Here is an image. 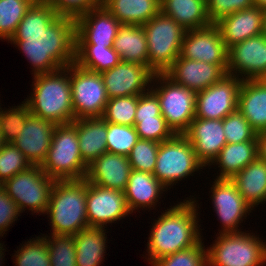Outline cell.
Here are the masks:
<instances>
[{"instance_id": "6da1fadb", "label": "cell", "mask_w": 266, "mask_h": 266, "mask_svg": "<svg viewBox=\"0 0 266 266\" xmlns=\"http://www.w3.org/2000/svg\"><path fill=\"white\" fill-rule=\"evenodd\" d=\"M9 42L18 46L33 66L32 74L52 73L75 62V19L36 0Z\"/></svg>"}, {"instance_id": "7a4b0ae2", "label": "cell", "mask_w": 266, "mask_h": 266, "mask_svg": "<svg viewBox=\"0 0 266 266\" xmlns=\"http://www.w3.org/2000/svg\"><path fill=\"white\" fill-rule=\"evenodd\" d=\"M187 200L165 210L155 220L147 244L149 264L166 255L196 245L202 238L198 224V201Z\"/></svg>"}, {"instance_id": "3957f363", "label": "cell", "mask_w": 266, "mask_h": 266, "mask_svg": "<svg viewBox=\"0 0 266 266\" xmlns=\"http://www.w3.org/2000/svg\"><path fill=\"white\" fill-rule=\"evenodd\" d=\"M31 96L24 99L30 114L56 125L74 121L70 65L52 73L33 75Z\"/></svg>"}, {"instance_id": "277c9868", "label": "cell", "mask_w": 266, "mask_h": 266, "mask_svg": "<svg viewBox=\"0 0 266 266\" xmlns=\"http://www.w3.org/2000/svg\"><path fill=\"white\" fill-rule=\"evenodd\" d=\"M87 180H57L53 184L45 214L52 234L76 235L89 227L86 210Z\"/></svg>"}, {"instance_id": "5b68a950", "label": "cell", "mask_w": 266, "mask_h": 266, "mask_svg": "<svg viewBox=\"0 0 266 266\" xmlns=\"http://www.w3.org/2000/svg\"><path fill=\"white\" fill-rule=\"evenodd\" d=\"M41 169L52 179H84L88 166L79 151L77 120L55 126L52 142Z\"/></svg>"}, {"instance_id": "8992f818", "label": "cell", "mask_w": 266, "mask_h": 266, "mask_svg": "<svg viewBox=\"0 0 266 266\" xmlns=\"http://www.w3.org/2000/svg\"><path fill=\"white\" fill-rule=\"evenodd\" d=\"M142 27L147 39L148 66L155 73H164L180 56L186 29L161 11Z\"/></svg>"}, {"instance_id": "52a82bcc", "label": "cell", "mask_w": 266, "mask_h": 266, "mask_svg": "<svg viewBox=\"0 0 266 266\" xmlns=\"http://www.w3.org/2000/svg\"><path fill=\"white\" fill-rule=\"evenodd\" d=\"M253 234V235H252ZM254 233H218L207 247L208 266H263L266 242Z\"/></svg>"}, {"instance_id": "ba28073f", "label": "cell", "mask_w": 266, "mask_h": 266, "mask_svg": "<svg viewBox=\"0 0 266 266\" xmlns=\"http://www.w3.org/2000/svg\"><path fill=\"white\" fill-rule=\"evenodd\" d=\"M204 167L189 140L176 134L159 144L153 175L168 189Z\"/></svg>"}, {"instance_id": "9c48e42d", "label": "cell", "mask_w": 266, "mask_h": 266, "mask_svg": "<svg viewBox=\"0 0 266 266\" xmlns=\"http://www.w3.org/2000/svg\"><path fill=\"white\" fill-rule=\"evenodd\" d=\"M154 82H158L156 87L151 85L150 89L159 99L162 116L175 134H184L195 118L196 92L176 84L164 73H155Z\"/></svg>"}, {"instance_id": "30bf717a", "label": "cell", "mask_w": 266, "mask_h": 266, "mask_svg": "<svg viewBox=\"0 0 266 266\" xmlns=\"http://www.w3.org/2000/svg\"><path fill=\"white\" fill-rule=\"evenodd\" d=\"M55 180L49 177L39 165H31L20 171L1 186L12 198L20 213L29 208L32 214H44L50 201Z\"/></svg>"}, {"instance_id": "8fae6325", "label": "cell", "mask_w": 266, "mask_h": 266, "mask_svg": "<svg viewBox=\"0 0 266 266\" xmlns=\"http://www.w3.org/2000/svg\"><path fill=\"white\" fill-rule=\"evenodd\" d=\"M70 82L74 120L102 117L109 98L101 74L72 63Z\"/></svg>"}, {"instance_id": "7c38bea8", "label": "cell", "mask_w": 266, "mask_h": 266, "mask_svg": "<svg viewBox=\"0 0 266 266\" xmlns=\"http://www.w3.org/2000/svg\"><path fill=\"white\" fill-rule=\"evenodd\" d=\"M242 80L232 75L196 93L195 117L223 120L237 110L238 93Z\"/></svg>"}, {"instance_id": "4fadbf2b", "label": "cell", "mask_w": 266, "mask_h": 266, "mask_svg": "<svg viewBox=\"0 0 266 266\" xmlns=\"http://www.w3.org/2000/svg\"><path fill=\"white\" fill-rule=\"evenodd\" d=\"M86 210L89 227L105 228L107 223L120 221L131 214L124 191L104 188L89 182L86 188Z\"/></svg>"}, {"instance_id": "5bb4252c", "label": "cell", "mask_w": 266, "mask_h": 266, "mask_svg": "<svg viewBox=\"0 0 266 266\" xmlns=\"http://www.w3.org/2000/svg\"><path fill=\"white\" fill-rule=\"evenodd\" d=\"M227 74L240 77L242 81L262 79L266 75V36L263 33L229 48Z\"/></svg>"}, {"instance_id": "9a60e30c", "label": "cell", "mask_w": 266, "mask_h": 266, "mask_svg": "<svg viewBox=\"0 0 266 266\" xmlns=\"http://www.w3.org/2000/svg\"><path fill=\"white\" fill-rule=\"evenodd\" d=\"M100 74L110 99L147 92L150 90L155 72L149 66L121 61L112 69L105 70Z\"/></svg>"}, {"instance_id": "2e32d148", "label": "cell", "mask_w": 266, "mask_h": 266, "mask_svg": "<svg viewBox=\"0 0 266 266\" xmlns=\"http://www.w3.org/2000/svg\"><path fill=\"white\" fill-rule=\"evenodd\" d=\"M228 51L217 26L186 30L180 55L190 60L228 65Z\"/></svg>"}, {"instance_id": "e0dca14e", "label": "cell", "mask_w": 266, "mask_h": 266, "mask_svg": "<svg viewBox=\"0 0 266 266\" xmlns=\"http://www.w3.org/2000/svg\"><path fill=\"white\" fill-rule=\"evenodd\" d=\"M211 187L212 203L218 220L222 223L219 233H239L237 227L243 222L252 209L230 179H215Z\"/></svg>"}, {"instance_id": "ac0fdd59", "label": "cell", "mask_w": 266, "mask_h": 266, "mask_svg": "<svg viewBox=\"0 0 266 266\" xmlns=\"http://www.w3.org/2000/svg\"><path fill=\"white\" fill-rule=\"evenodd\" d=\"M121 25L101 4L75 19V45L113 47Z\"/></svg>"}, {"instance_id": "d6986e66", "label": "cell", "mask_w": 266, "mask_h": 266, "mask_svg": "<svg viewBox=\"0 0 266 266\" xmlns=\"http://www.w3.org/2000/svg\"><path fill=\"white\" fill-rule=\"evenodd\" d=\"M227 67L228 65H215L186 59L180 55L164 74L176 84L197 93L219 82L226 76Z\"/></svg>"}, {"instance_id": "ffe728a7", "label": "cell", "mask_w": 266, "mask_h": 266, "mask_svg": "<svg viewBox=\"0 0 266 266\" xmlns=\"http://www.w3.org/2000/svg\"><path fill=\"white\" fill-rule=\"evenodd\" d=\"M193 146L197 159L206 167L227 144L223 120L195 117L183 134Z\"/></svg>"}, {"instance_id": "44dd1931", "label": "cell", "mask_w": 266, "mask_h": 266, "mask_svg": "<svg viewBox=\"0 0 266 266\" xmlns=\"http://www.w3.org/2000/svg\"><path fill=\"white\" fill-rule=\"evenodd\" d=\"M56 124L30 114L17 138L12 142L31 163L39 165L45 161Z\"/></svg>"}, {"instance_id": "7402d4cb", "label": "cell", "mask_w": 266, "mask_h": 266, "mask_svg": "<svg viewBox=\"0 0 266 266\" xmlns=\"http://www.w3.org/2000/svg\"><path fill=\"white\" fill-rule=\"evenodd\" d=\"M131 171L128 156L106 152L88 165L85 179L104 188L124 191Z\"/></svg>"}, {"instance_id": "603a6c76", "label": "cell", "mask_w": 266, "mask_h": 266, "mask_svg": "<svg viewBox=\"0 0 266 266\" xmlns=\"http://www.w3.org/2000/svg\"><path fill=\"white\" fill-rule=\"evenodd\" d=\"M214 24L229 49L239 42L262 34L263 10L254 6L224 16Z\"/></svg>"}, {"instance_id": "cb8c5ba5", "label": "cell", "mask_w": 266, "mask_h": 266, "mask_svg": "<svg viewBox=\"0 0 266 266\" xmlns=\"http://www.w3.org/2000/svg\"><path fill=\"white\" fill-rule=\"evenodd\" d=\"M237 109L257 133L266 130V82L263 79L242 81Z\"/></svg>"}, {"instance_id": "d4e9b609", "label": "cell", "mask_w": 266, "mask_h": 266, "mask_svg": "<svg viewBox=\"0 0 266 266\" xmlns=\"http://www.w3.org/2000/svg\"><path fill=\"white\" fill-rule=\"evenodd\" d=\"M167 188L151 173L132 169L124 195L131 213L138 209H154Z\"/></svg>"}, {"instance_id": "484cf974", "label": "cell", "mask_w": 266, "mask_h": 266, "mask_svg": "<svg viewBox=\"0 0 266 266\" xmlns=\"http://www.w3.org/2000/svg\"><path fill=\"white\" fill-rule=\"evenodd\" d=\"M79 151L88 166L107 152V122L102 117L77 119Z\"/></svg>"}, {"instance_id": "4316f807", "label": "cell", "mask_w": 266, "mask_h": 266, "mask_svg": "<svg viewBox=\"0 0 266 266\" xmlns=\"http://www.w3.org/2000/svg\"><path fill=\"white\" fill-rule=\"evenodd\" d=\"M231 181L252 209L266 202V161L257 157Z\"/></svg>"}, {"instance_id": "83f0119b", "label": "cell", "mask_w": 266, "mask_h": 266, "mask_svg": "<svg viewBox=\"0 0 266 266\" xmlns=\"http://www.w3.org/2000/svg\"><path fill=\"white\" fill-rule=\"evenodd\" d=\"M258 157V141L227 143L210 165H217L220 173L216 179H232L238 172Z\"/></svg>"}, {"instance_id": "f1b7e54d", "label": "cell", "mask_w": 266, "mask_h": 266, "mask_svg": "<svg viewBox=\"0 0 266 266\" xmlns=\"http://www.w3.org/2000/svg\"><path fill=\"white\" fill-rule=\"evenodd\" d=\"M160 11L186 30L211 25L206 0H160Z\"/></svg>"}, {"instance_id": "f546056e", "label": "cell", "mask_w": 266, "mask_h": 266, "mask_svg": "<svg viewBox=\"0 0 266 266\" xmlns=\"http://www.w3.org/2000/svg\"><path fill=\"white\" fill-rule=\"evenodd\" d=\"M121 23L142 26L160 12V0H101Z\"/></svg>"}, {"instance_id": "4dcf8cb0", "label": "cell", "mask_w": 266, "mask_h": 266, "mask_svg": "<svg viewBox=\"0 0 266 266\" xmlns=\"http://www.w3.org/2000/svg\"><path fill=\"white\" fill-rule=\"evenodd\" d=\"M121 61L148 66L146 34L142 26L122 24L113 42Z\"/></svg>"}, {"instance_id": "1f68e13d", "label": "cell", "mask_w": 266, "mask_h": 266, "mask_svg": "<svg viewBox=\"0 0 266 266\" xmlns=\"http://www.w3.org/2000/svg\"><path fill=\"white\" fill-rule=\"evenodd\" d=\"M106 229L87 227L74 235L77 266H100L106 253Z\"/></svg>"}, {"instance_id": "d6a6232c", "label": "cell", "mask_w": 266, "mask_h": 266, "mask_svg": "<svg viewBox=\"0 0 266 266\" xmlns=\"http://www.w3.org/2000/svg\"><path fill=\"white\" fill-rule=\"evenodd\" d=\"M121 62L113 47L75 45V64L97 73L112 69Z\"/></svg>"}, {"instance_id": "836d02e7", "label": "cell", "mask_w": 266, "mask_h": 266, "mask_svg": "<svg viewBox=\"0 0 266 266\" xmlns=\"http://www.w3.org/2000/svg\"><path fill=\"white\" fill-rule=\"evenodd\" d=\"M36 0H0V39L9 41Z\"/></svg>"}, {"instance_id": "e575fe53", "label": "cell", "mask_w": 266, "mask_h": 266, "mask_svg": "<svg viewBox=\"0 0 266 266\" xmlns=\"http://www.w3.org/2000/svg\"><path fill=\"white\" fill-rule=\"evenodd\" d=\"M139 139L135 126L107 122V152L128 156Z\"/></svg>"}, {"instance_id": "d590c367", "label": "cell", "mask_w": 266, "mask_h": 266, "mask_svg": "<svg viewBox=\"0 0 266 266\" xmlns=\"http://www.w3.org/2000/svg\"><path fill=\"white\" fill-rule=\"evenodd\" d=\"M50 256L51 266H77L76 247L74 237L71 235L44 236Z\"/></svg>"}, {"instance_id": "8d00e7d4", "label": "cell", "mask_w": 266, "mask_h": 266, "mask_svg": "<svg viewBox=\"0 0 266 266\" xmlns=\"http://www.w3.org/2000/svg\"><path fill=\"white\" fill-rule=\"evenodd\" d=\"M138 95L110 98L102 118L106 122L134 126Z\"/></svg>"}, {"instance_id": "74e56055", "label": "cell", "mask_w": 266, "mask_h": 266, "mask_svg": "<svg viewBox=\"0 0 266 266\" xmlns=\"http://www.w3.org/2000/svg\"><path fill=\"white\" fill-rule=\"evenodd\" d=\"M22 103L8 110L0 107V135L4 143H12L17 138L30 115L28 105L25 101Z\"/></svg>"}, {"instance_id": "f35d334b", "label": "cell", "mask_w": 266, "mask_h": 266, "mask_svg": "<svg viewBox=\"0 0 266 266\" xmlns=\"http://www.w3.org/2000/svg\"><path fill=\"white\" fill-rule=\"evenodd\" d=\"M33 239V240H32ZM29 239L16 251V266H51L48 245L43 236Z\"/></svg>"}, {"instance_id": "ab89813d", "label": "cell", "mask_w": 266, "mask_h": 266, "mask_svg": "<svg viewBox=\"0 0 266 266\" xmlns=\"http://www.w3.org/2000/svg\"><path fill=\"white\" fill-rule=\"evenodd\" d=\"M200 240L196 245L166 255L152 262V266H208L207 249Z\"/></svg>"}, {"instance_id": "60d3db41", "label": "cell", "mask_w": 266, "mask_h": 266, "mask_svg": "<svg viewBox=\"0 0 266 266\" xmlns=\"http://www.w3.org/2000/svg\"><path fill=\"white\" fill-rule=\"evenodd\" d=\"M159 144L152 140L139 139L128 155L132 169L153 174Z\"/></svg>"}, {"instance_id": "b9f144b4", "label": "cell", "mask_w": 266, "mask_h": 266, "mask_svg": "<svg viewBox=\"0 0 266 266\" xmlns=\"http://www.w3.org/2000/svg\"><path fill=\"white\" fill-rule=\"evenodd\" d=\"M31 166L24 154L12 143H4L0 149V185Z\"/></svg>"}, {"instance_id": "7bdbcfd3", "label": "cell", "mask_w": 266, "mask_h": 266, "mask_svg": "<svg viewBox=\"0 0 266 266\" xmlns=\"http://www.w3.org/2000/svg\"><path fill=\"white\" fill-rule=\"evenodd\" d=\"M223 129L227 143L257 141V132L238 109L223 119Z\"/></svg>"}, {"instance_id": "ee69618b", "label": "cell", "mask_w": 266, "mask_h": 266, "mask_svg": "<svg viewBox=\"0 0 266 266\" xmlns=\"http://www.w3.org/2000/svg\"><path fill=\"white\" fill-rule=\"evenodd\" d=\"M134 126L140 139L152 140L158 143L167 141L176 135L168 126L164 117L134 119Z\"/></svg>"}, {"instance_id": "f6af8a7d", "label": "cell", "mask_w": 266, "mask_h": 266, "mask_svg": "<svg viewBox=\"0 0 266 266\" xmlns=\"http://www.w3.org/2000/svg\"><path fill=\"white\" fill-rule=\"evenodd\" d=\"M50 5L59 16L78 18L101 5V0H39Z\"/></svg>"}, {"instance_id": "bcb514c9", "label": "cell", "mask_w": 266, "mask_h": 266, "mask_svg": "<svg viewBox=\"0 0 266 266\" xmlns=\"http://www.w3.org/2000/svg\"><path fill=\"white\" fill-rule=\"evenodd\" d=\"M207 15L211 23L234 12L254 7V0H206Z\"/></svg>"}, {"instance_id": "7dc6e473", "label": "cell", "mask_w": 266, "mask_h": 266, "mask_svg": "<svg viewBox=\"0 0 266 266\" xmlns=\"http://www.w3.org/2000/svg\"><path fill=\"white\" fill-rule=\"evenodd\" d=\"M20 211L15 201L8 196L5 189L0 185V236L11 227L12 223L18 220Z\"/></svg>"}, {"instance_id": "c3c4849f", "label": "cell", "mask_w": 266, "mask_h": 266, "mask_svg": "<svg viewBox=\"0 0 266 266\" xmlns=\"http://www.w3.org/2000/svg\"><path fill=\"white\" fill-rule=\"evenodd\" d=\"M153 117H163L160 102L157 95L150 89L138 95V106L134 119H148Z\"/></svg>"}, {"instance_id": "681fc988", "label": "cell", "mask_w": 266, "mask_h": 266, "mask_svg": "<svg viewBox=\"0 0 266 266\" xmlns=\"http://www.w3.org/2000/svg\"><path fill=\"white\" fill-rule=\"evenodd\" d=\"M258 157L266 161V130L257 133Z\"/></svg>"}, {"instance_id": "f907efd6", "label": "cell", "mask_w": 266, "mask_h": 266, "mask_svg": "<svg viewBox=\"0 0 266 266\" xmlns=\"http://www.w3.org/2000/svg\"><path fill=\"white\" fill-rule=\"evenodd\" d=\"M254 6L258 7L259 9L265 10L266 0H254Z\"/></svg>"}, {"instance_id": "816d5d0a", "label": "cell", "mask_w": 266, "mask_h": 266, "mask_svg": "<svg viewBox=\"0 0 266 266\" xmlns=\"http://www.w3.org/2000/svg\"><path fill=\"white\" fill-rule=\"evenodd\" d=\"M262 33L266 36V9L263 10V31Z\"/></svg>"}, {"instance_id": "f5cc1de1", "label": "cell", "mask_w": 266, "mask_h": 266, "mask_svg": "<svg viewBox=\"0 0 266 266\" xmlns=\"http://www.w3.org/2000/svg\"><path fill=\"white\" fill-rule=\"evenodd\" d=\"M5 249L3 248V245H2V243H0V263H2L3 262V255H4V251ZM2 261V262H1ZM0 265H2V264H0Z\"/></svg>"}, {"instance_id": "db71d44e", "label": "cell", "mask_w": 266, "mask_h": 266, "mask_svg": "<svg viewBox=\"0 0 266 266\" xmlns=\"http://www.w3.org/2000/svg\"><path fill=\"white\" fill-rule=\"evenodd\" d=\"M3 144H4V142H3L2 137H1V135H0V149H1V147L3 146Z\"/></svg>"}, {"instance_id": "11a10c76", "label": "cell", "mask_w": 266, "mask_h": 266, "mask_svg": "<svg viewBox=\"0 0 266 266\" xmlns=\"http://www.w3.org/2000/svg\"><path fill=\"white\" fill-rule=\"evenodd\" d=\"M262 79L266 82V75Z\"/></svg>"}]
</instances>
